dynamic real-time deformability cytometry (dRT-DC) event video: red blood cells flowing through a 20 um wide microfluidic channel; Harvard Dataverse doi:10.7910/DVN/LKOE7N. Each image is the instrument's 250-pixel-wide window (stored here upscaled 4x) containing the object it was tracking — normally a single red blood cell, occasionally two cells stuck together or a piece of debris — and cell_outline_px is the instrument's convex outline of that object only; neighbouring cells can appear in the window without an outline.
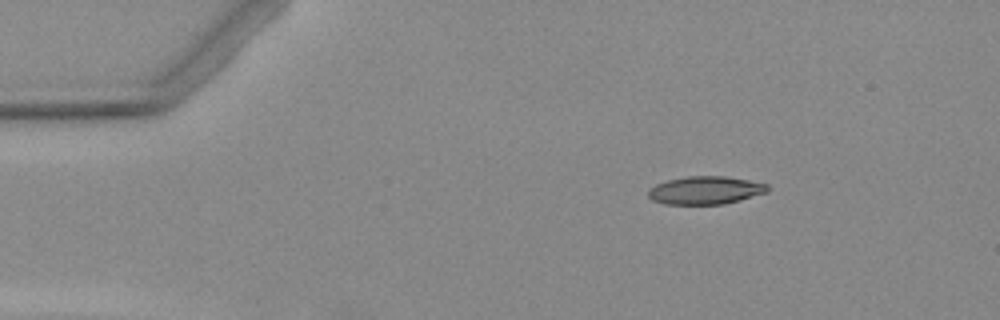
{"species": "Egyptian fruit bat (a non-hibernating species)", "species_latin": "Rousettus aegyptiacus", "temperature_condition": "warm", "stored_images_in_passage": 3, "camera_frame_rate_fps": 3000, "um_per_image_px": 0.085, "animal": {"sex": "female"}, "frame": {"image": 1, "passage_image": 1, "time_ms": 0.0, "image_size_px": [1000, 320], "cell_outline_px": [[768, 192], [740, 200], [724, 204], [664, 204], [652, 200], [648, 196], [648, 192], [656, 184], [668, 180], [688, 176], [724, 176], [748, 180], [768, 184]], "centroid_in_image_um": [59.97, 16.18], "position_along_channel_um": 25.0, "area_um2": 19.36}}